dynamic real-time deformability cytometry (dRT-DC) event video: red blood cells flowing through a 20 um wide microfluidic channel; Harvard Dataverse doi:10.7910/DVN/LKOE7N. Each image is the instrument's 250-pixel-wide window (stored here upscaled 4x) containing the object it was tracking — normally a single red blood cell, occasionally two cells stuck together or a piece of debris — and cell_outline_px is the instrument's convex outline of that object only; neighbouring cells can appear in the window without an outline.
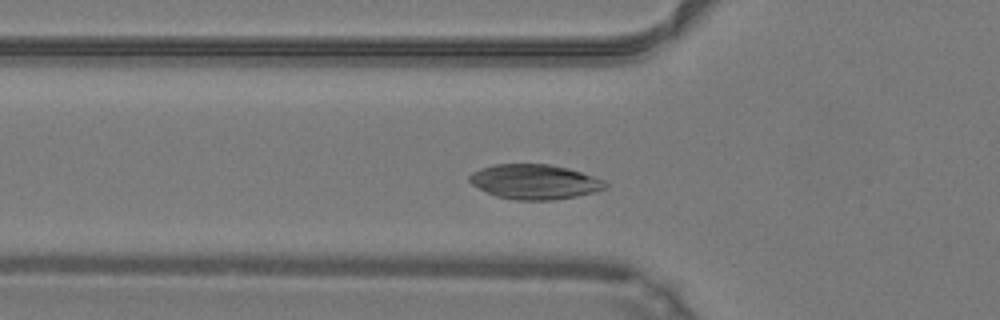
{"species": "common noctule bat (a hibernating species)", "species_latin": "Nyctalus noctula", "temperature_condition": "warm", "stored_images_in_passage": 43, "camera_frame_rate_fps": 3000, "um_per_image_px": 0.085, "animal": {"sex": "male", "body_mass_g": 19.2, "forearm_length_mm": 51.8}, "frame": {"image": 1, "passage_image": 11, "time_ms": 3.333, "image_size_px": [1000, 320], "cell_outline_px": [[608, 184], [604, 188], [592, 192], [576, 196], [552, 200], [516, 200], [496, 196], [472, 184], [468, 180], [468, 176], [472, 172], [480, 168], [496, 164], [548, 164], [568, 168], [604, 180]], "centroid_in_image_um": [45.41, 15.44], "position_along_channel_um": 80.4, "area_um2": 27.28}}
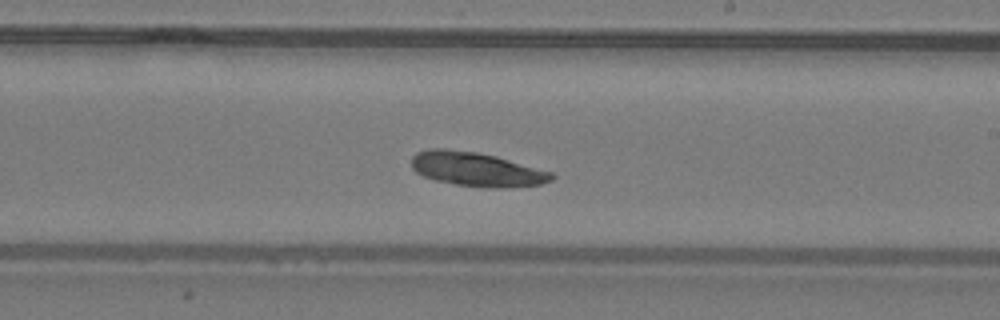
{"frame": {"image": 2, "passage_image": 23, "time_ms": 7.333, "image_size_px": [1000, 320], "cell_outline_px": [[556, 176], [552, 180], [540, 184], [504, 188], [488, 188], [456, 184], [436, 180], [424, 176], [416, 172], [412, 168], [412, 156], [416, 152], [428, 148], [444, 148], [476, 152], [496, 156], [552, 172]], "centroid_in_image_um": [40.5, 14.38], "position_along_channel_um": 248.5, "area_um2": 27.86}}
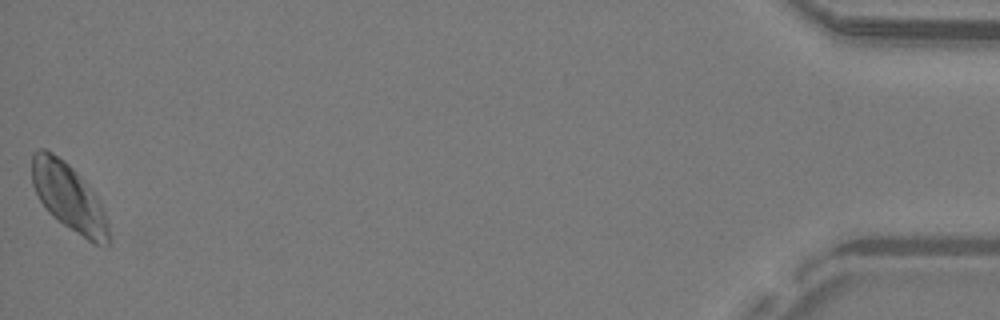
{"frame": {"image": 3, "passage_image": 43, "time_ms": 14.0, "image_size_px": [1000, 320], "cell_outline_px": [[108, 244], [96, 244], [88, 240], [52, 216], [48, 212], [40, 200], [32, 184], [32, 152], [40, 148], [44, 148], [52, 152], [64, 160], [72, 168], [100, 200], [108, 224]], "centroid_in_image_um": [5.81, 16.72], "position_along_channel_um": 429.4, "area_um2": 29.54}}